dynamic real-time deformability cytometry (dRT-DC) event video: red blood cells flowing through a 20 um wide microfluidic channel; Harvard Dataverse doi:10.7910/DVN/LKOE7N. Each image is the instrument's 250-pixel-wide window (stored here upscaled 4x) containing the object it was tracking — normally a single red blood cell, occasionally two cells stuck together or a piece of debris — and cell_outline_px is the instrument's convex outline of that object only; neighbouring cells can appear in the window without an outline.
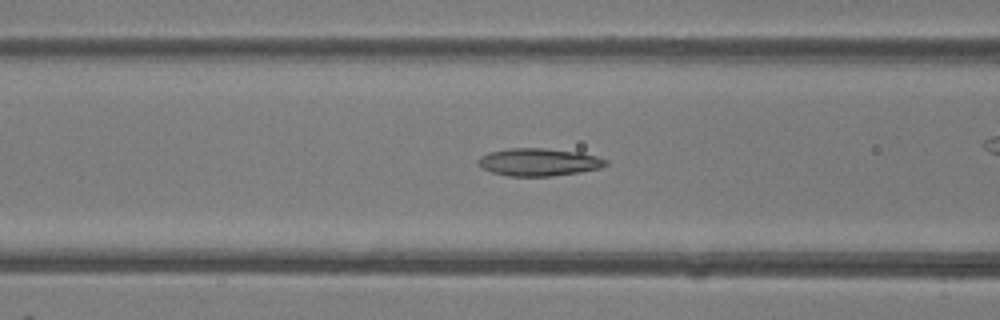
{"species": "common noctule bat (a hibernating species)", "species_latin": "Nyctalus noctula", "temperature_condition": "room temperature", "stored_images_in_passage": 39, "camera_frame_rate_fps": 3000, "um_per_image_px": 0.085, "animal": {"sex": "female"}, "frame": {"image": 1, "passage_image": 10, "time_ms": 3.0, "image_size_px": [1000, 320], "cell_outline_px": [[608, 164], [600, 168], [580, 172], [552, 176], [508, 176], [492, 172], [480, 168], [476, 164], [476, 160], [480, 156], [488, 152], [508, 148], [544, 148], [580, 152], [596, 156], [608, 160]], "centroid_in_image_um": [45.75, 13.77], "position_along_channel_um": 120.8, "area_um2": 20.81}}
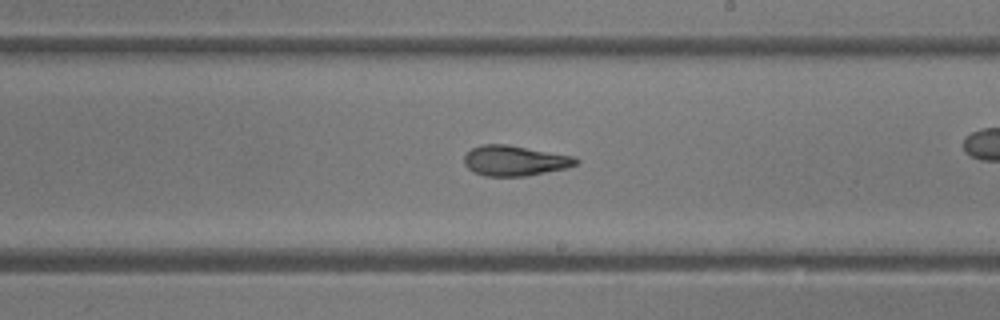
{"frame": {"image": 2, "passage_image": 19, "time_ms": 6.0, "image_size_px": [1000, 320], "cell_outline_px": [[580, 164], [568, 168], [524, 176], [484, 176], [472, 172], [464, 164], [464, 156], [472, 148], [480, 144], [508, 144], [576, 156], [580, 160]], "centroid_in_image_um": [43.79, 13.65], "position_along_channel_um": 245.2, "area_um2": 20.11}}
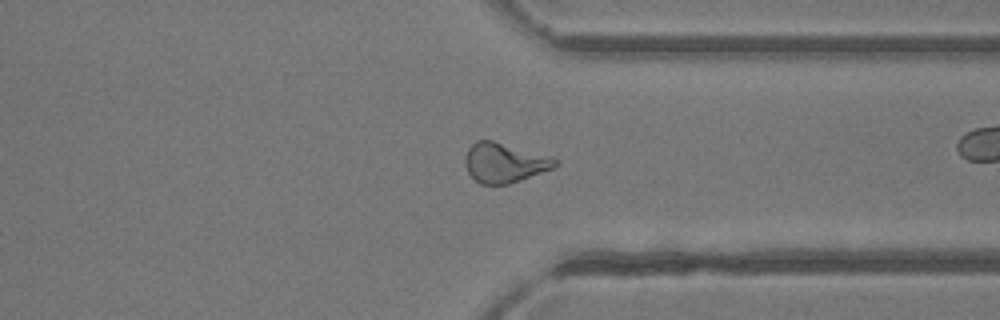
{"frame": {"image": 3, "passage_image": 28, "time_ms": 9.0, "image_size_px": [1000, 320], "cell_outline_px": [[560, 160], [552, 168], [520, 180], [508, 184], [480, 184], [468, 172], [464, 164], [464, 160], [468, 148], [476, 140], [492, 140], [548, 156]], "centroid_in_image_um": [42.83, 13.83], "position_along_channel_um": 368.6, "area_um2": 20.46}, "authors_computed_cell_mechanics": {"area_um2": 20.4612, "velocity_mm_per_s": 4.1515, "shape_relaxation_time_tau1_ms": 5.6544, "shape_relaxation_time_tau2_ms": 2.1225, "deformation_change_tau1": 0.1951, "deformation_change_tau2": 0.1064}}